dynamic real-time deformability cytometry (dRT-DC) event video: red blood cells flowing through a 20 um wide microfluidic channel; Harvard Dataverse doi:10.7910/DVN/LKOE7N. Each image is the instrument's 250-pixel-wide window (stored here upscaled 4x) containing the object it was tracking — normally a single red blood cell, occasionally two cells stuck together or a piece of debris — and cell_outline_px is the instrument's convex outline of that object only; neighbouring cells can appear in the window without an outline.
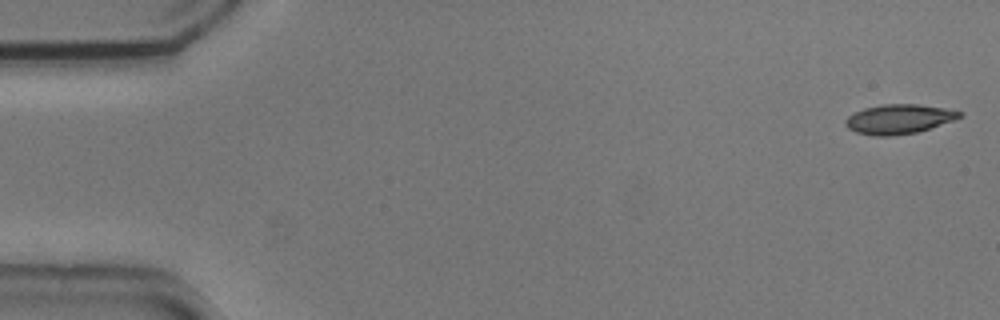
{"species": "common noctule bat (a hibernating species)", "species_latin": "Nyctalus noctula", "temperature_condition": "cold", "stored_images_in_passage": 2, "camera_frame_rate_fps": 3000, "um_per_image_px": 0.085, "animal": {"sex": "male", "body_mass_g": 20.5, "forearm_length_mm": 52.5}, "frame": {"image": 1, "passage_image": 1, "time_ms": 0.0, "image_size_px": [1000, 320], "cell_outline_px": [[964, 116], [956, 120], [916, 132], [892, 136], [876, 136], [856, 132], [848, 128], [844, 124], [844, 120], [848, 116], [864, 108], [880, 104], [916, 104], [944, 108], [964, 112]], "centroid_in_image_um": [76.42, 10.12], "position_along_channel_um": 8.6, "area_um2": 19.71}}